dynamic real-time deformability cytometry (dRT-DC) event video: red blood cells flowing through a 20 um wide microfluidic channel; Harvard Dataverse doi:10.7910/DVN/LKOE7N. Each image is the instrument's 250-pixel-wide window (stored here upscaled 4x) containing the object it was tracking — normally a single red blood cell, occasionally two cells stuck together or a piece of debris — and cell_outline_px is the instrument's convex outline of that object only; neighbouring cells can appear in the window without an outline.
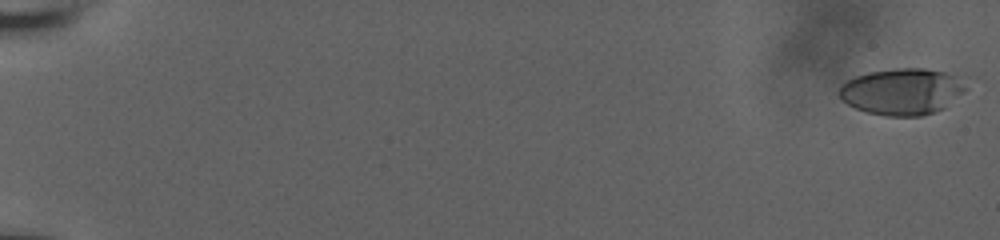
{"species": "human", "species_latin": "Homo sapiens", "temperature_condition": "room temperature", "stored_images_in_passage": 45, "camera_frame_rate_fps": 3000, "um_per_image_px": 0.085, "donor": {"sex": "male"}, "frame": {"image": 1, "passage_image": 1, "time_ms": 0.0, "image_size_px": [1000, 240], "cell_outline_px": [[968, 88], [964, 92], [944, 108], [920, 116], [884, 116], [868, 112], [856, 108], [840, 100], [840, 84], [856, 76], [868, 72], [900, 68], [924, 68], [968, 76]], "centroid_in_image_um": [76.77, 7.76], "position_along_channel_um": 8.2, "area_um2": 34.85}}
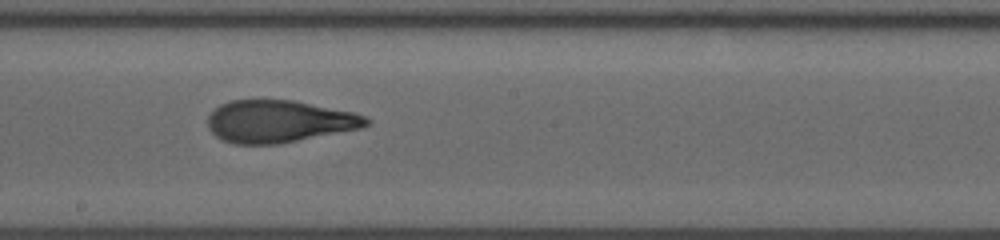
{"frame": {"image": 2, "passage_image": 24, "time_ms": 7.667, "image_size_px": [1000, 240], "cell_outline_px": [[372, 124], [360, 128], [276, 144], [236, 144], [224, 140], [216, 136], [208, 128], [208, 116], [220, 104], [232, 100], [292, 100], [356, 112], [372, 120]], "centroid_in_image_um": [23.74, 10.31], "position_along_channel_um": 224.5, "area_um2": 38.84}}
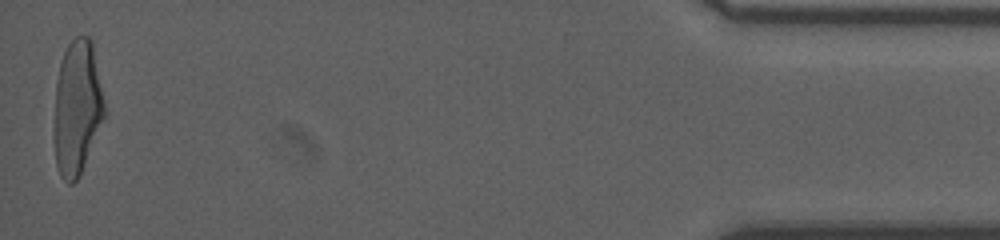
{"frame": {"image": 3, "passage_image": 45, "time_ms": 14.667, "image_size_px": [1000, 240], "cell_outline_px": [[108, 112], [80, 176], [72, 184], [68, 184], [60, 176], [56, 164], [52, 136], [56, 80], [60, 64], [64, 52], [68, 44], [76, 36], [88, 36], [92, 40]], "centroid_in_image_um": [6.57, 9.19], "position_along_channel_um": 428.6, "area_um2": 40.92}, "authors_computed_cell_mechanics": {"area_um2": 39.0728, "velocity_mm_per_s": 3.8738, "shape_relaxation_time_tau1_ms": 4.7388, "shape_relaxation_time_tau2_ms": 1.1156, "deformation_change_tau1": 0.2049, "deformation_change_tau2": 0.1015}}